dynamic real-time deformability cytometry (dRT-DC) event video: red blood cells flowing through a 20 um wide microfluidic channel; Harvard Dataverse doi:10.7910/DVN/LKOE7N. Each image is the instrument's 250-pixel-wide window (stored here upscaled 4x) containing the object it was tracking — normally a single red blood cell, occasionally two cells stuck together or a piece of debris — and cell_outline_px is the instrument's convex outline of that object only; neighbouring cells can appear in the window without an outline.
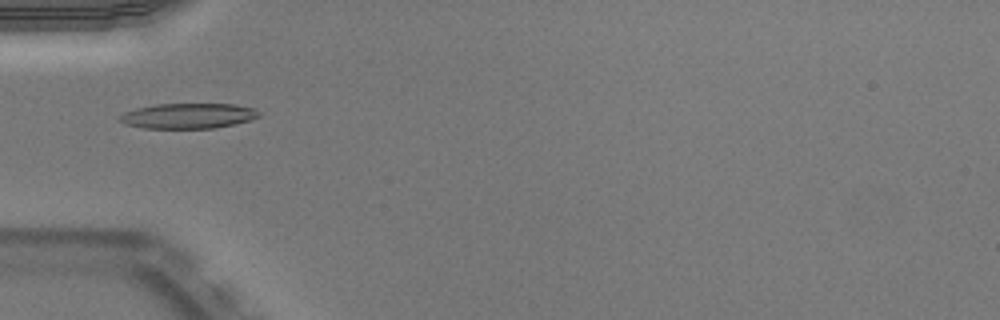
{"species": "Egyptian fruit bat (a non-hibernating species)", "species_latin": "Rousettus aegyptiacus", "temperature_condition": "warm", "stored_images_in_passage": 35, "camera_frame_rate_fps": 3000, "um_per_image_px": 0.085, "animal": {"sex": "male"}, "frame": {"image": 1, "passage_image": 1, "time_ms": 0.0, "image_size_px": [1000, 320], "cell_outline_px": [[260, 116], [236, 124], [216, 128], [144, 128], [128, 124], [120, 120], [120, 116], [124, 112], [136, 108], [156, 104], [236, 104], [252, 108], [260, 112]], "centroid_in_image_um": [16.03, 9.84], "position_along_channel_um": 69.0, "area_um2": 20.35}, "authors_computed_cell_mechanics": {"area_um2": 20.9814, "velocity_mm_per_s": 3.9418, "shape_relaxation_time_tau1_ms": null, "shape_relaxation_time_tau2_ms": 1.4569, "deformation_change_tau1": null, "deformation_change_tau2": 0.0858}}